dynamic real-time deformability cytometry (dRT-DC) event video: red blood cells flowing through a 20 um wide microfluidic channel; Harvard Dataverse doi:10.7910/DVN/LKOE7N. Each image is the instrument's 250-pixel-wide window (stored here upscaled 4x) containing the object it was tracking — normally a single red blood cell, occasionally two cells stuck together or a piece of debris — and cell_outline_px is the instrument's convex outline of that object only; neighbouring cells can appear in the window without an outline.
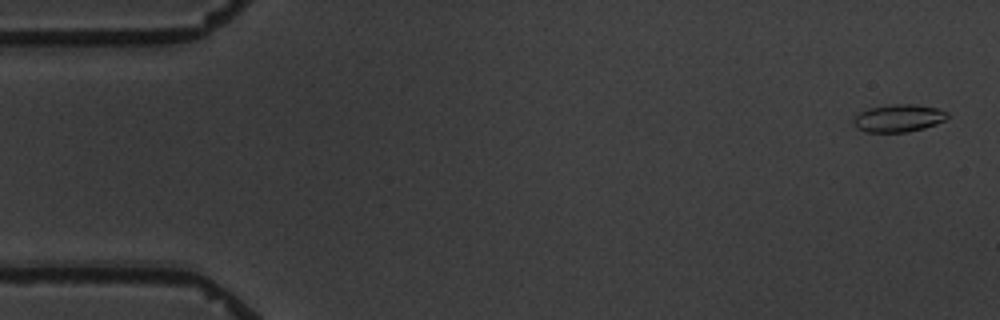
{"species": "common noctule bat (a hibernating species)", "species_latin": "Nyctalus noctula", "temperature_condition": "warm", "stored_images_in_passage": 15, "camera_frame_rate_fps": 3000, "um_per_image_px": 0.085, "animal": {"sex": "male", "body_mass_g": 19.5, "forearm_length_mm": 54.6}, "frame": {"image": 1, "passage_image": 1, "time_ms": 0.0, "image_size_px": [1000, 320], "cell_outline_px": [[948, 116], [944, 120], [936, 124], [924, 128], [908, 132], [868, 132], [856, 128], [852, 124], [852, 120], [860, 112], [868, 108], [892, 104], [916, 104], [936, 108], [948, 112]], "centroid_in_image_um": [76.35, 10.04], "position_along_channel_um": 8.6, "area_um2": 15.14}}
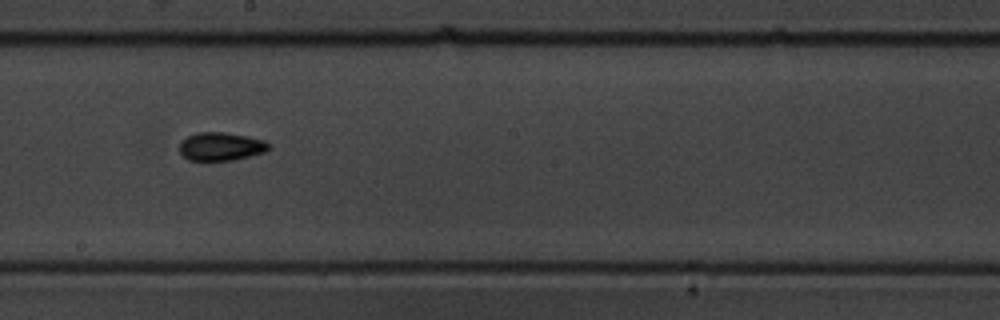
{"frame": {"image": 2, "passage_image": 9, "time_ms": 10.0, "image_size_px": [1000, 320], "cell_outline_px": [[268, 148], [264, 152], [232, 160], [188, 160], [180, 152], [180, 144], [188, 136], [196, 132], [224, 132], [248, 136], [264, 140], [268, 144]], "centroid_in_image_um": [18.76, 12.44], "position_along_channel_um": 229.4, "area_um2": 14.45}}
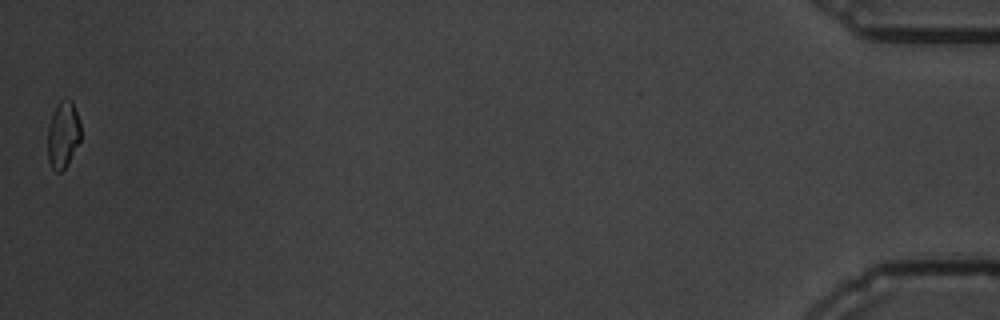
{"frame": {"image": 3, "passage_image": 15, "time_ms": 18.667, "image_size_px": [1000, 320], "cell_outline_px": [[80, 140], [68, 164], [60, 172], [56, 172], [52, 168], [48, 160], [48, 124], [52, 112], [56, 104], [60, 100], [72, 100], [80, 124]], "centroid_in_image_um": [5.34, 11.45], "position_along_channel_um": 429.9, "area_um2": 12.89}, "authors_computed_cell_mechanics": {"area_um2": 14.3922, "velocity_mm_per_s": 3.4581, "shape_relaxation_time_tau1_ms": 3.354, "shape_relaxation_time_tau2_ms": 2.732, "deformation_change_tau1": 0.0926, "deformation_change_tau2": 0.0657}}